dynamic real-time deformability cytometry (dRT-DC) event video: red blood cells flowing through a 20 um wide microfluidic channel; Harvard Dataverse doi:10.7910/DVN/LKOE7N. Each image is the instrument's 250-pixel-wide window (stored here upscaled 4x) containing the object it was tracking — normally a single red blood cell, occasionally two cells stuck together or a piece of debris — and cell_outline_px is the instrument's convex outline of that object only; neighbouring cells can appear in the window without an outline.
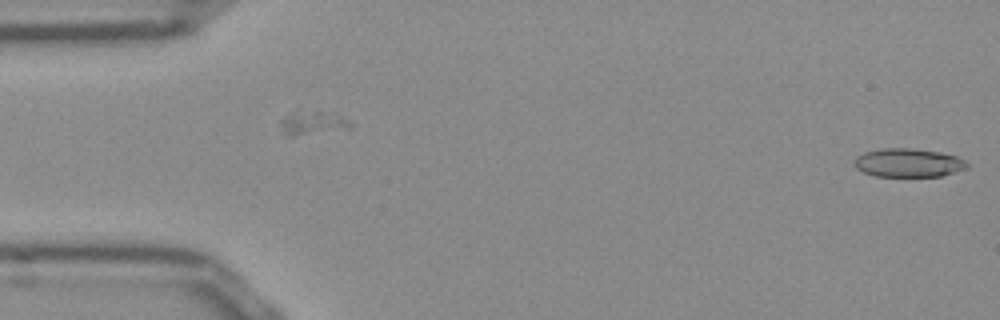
{"species": "Egyptian fruit bat (a non-hibernating species)", "species_latin": "Rousettus aegyptiacus", "temperature_condition": "room temperature", "stored_images_in_passage": 6, "camera_frame_rate_fps": 3000, "um_per_image_px": 0.085, "frame": {"image": 1, "passage_image": 6, "time_ms": 1.667, "image_size_px": [1000, 320], "cell_outline_px": [[968, 168], [940, 176], [876, 176], [864, 172], [856, 168], [852, 164], [856, 156], [864, 152], [880, 148], [912, 148], [940, 152], [956, 156], [964, 160], [968, 164]], "centroid_in_image_um": [77.17, 13.83], "position_along_channel_um": 7.8, "area_um2": 18.84}}